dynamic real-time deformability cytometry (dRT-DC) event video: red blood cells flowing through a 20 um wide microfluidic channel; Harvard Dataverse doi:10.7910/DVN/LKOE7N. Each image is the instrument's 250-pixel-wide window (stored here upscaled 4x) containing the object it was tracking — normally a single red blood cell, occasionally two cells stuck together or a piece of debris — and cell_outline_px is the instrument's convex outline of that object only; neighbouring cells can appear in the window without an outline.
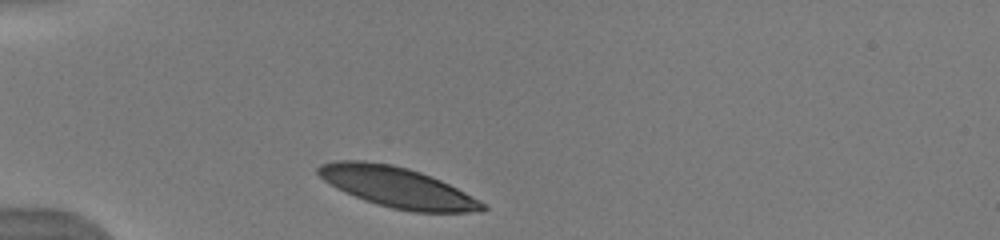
{"species": "human", "species_latin": "Homo sapiens", "temperature_condition": "warm", "stored_images_in_passage": 18, "camera_frame_rate_fps": 3000, "um_per_image_px": 0.085, "donor": {"sex": "male"}, "frame": {"image": 1, "passage_image": 1, "time_ms": 0.0, "image_size_px": [1000, 240], "cell_outline_px": [[488, 208], [480, 212], [412, 212], [392, 208], [376, 204], [364, 200], [344, 192], [336, 188], [324, 180], [316, 172], [316, 168], [320, 164], [336, 160], [364, 160], [392, 164], [408, 168], [420, 172], [440, 180], [480, 200]], "centroid_in_image_um": [33.74, 15.91], "position_along_channel_um": 51.3, "area_um2": 38.67}}
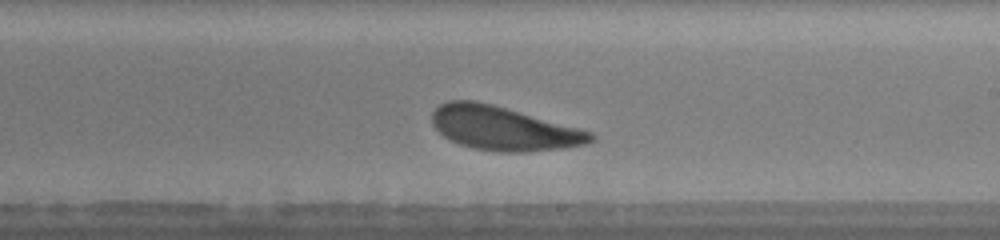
{"frame": {"image": 2, "passage_image": 11, "time_ms": 5.667, "image_size_px": [1000, 240], "cell_outline_px": [[596, 140], [588, 144], [564, 148], [524, 152], [496, 152], [472, 148], [460, 144], [444, 136], [432, 124], [432, 112], [440, 104], [448, 100], [476, 100], [492, 104], [592, 132], [596, 136]], "centroid_in_image_um": [42.8, 10.92], "position_along_channel_um": 246.2, "area_um2": 40.46}, "authors_computed_cell_mechanics": {"area_um2": 40.5756, "velocity_mm_per_s": 3.8898, "shape_relaxation_time_tau1_ms": 1.2409, "shape_relaxation_time_tau2_ms": 5.5037, "deformation_change_tau1": 0.0736, "deformation_change_tau2": 0.1312}}